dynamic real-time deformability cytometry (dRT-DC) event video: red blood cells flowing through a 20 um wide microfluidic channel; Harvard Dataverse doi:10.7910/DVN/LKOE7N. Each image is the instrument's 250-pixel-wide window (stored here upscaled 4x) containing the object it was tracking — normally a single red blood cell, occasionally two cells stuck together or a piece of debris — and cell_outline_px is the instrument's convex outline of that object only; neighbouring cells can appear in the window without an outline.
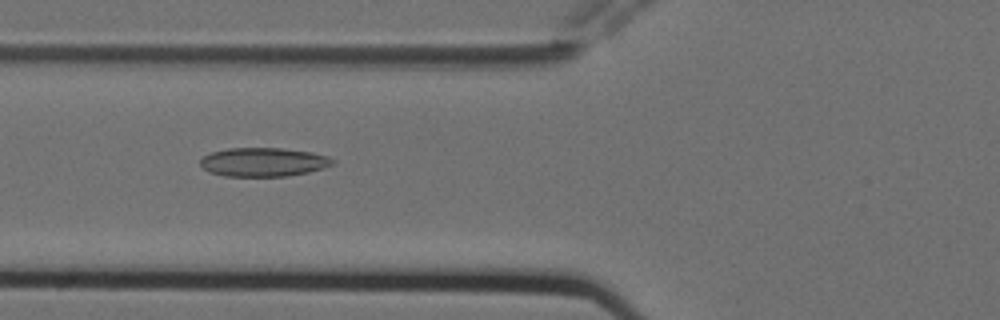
{"species": "Egyptian fruit bat (a non-hibernating species)", "species_latin": "Rousettus aegyptiacus", "temperature_condition": "cold", "stored_images_in_passage": 12, "camera_frame_rate_fps": 3000, "um_per_image_px": 0.085, "animal": {"sex": "female"}, "frame": {"image": 1, "passage_image": 3, "time_ms": 0.667, "image_size_px": [1000, 320], "cell_outline_px": [[336, 160], [332, 164], [324, 168], [308, 172], [288, 176], [224, 176], [208, 172], [200, 164], [200, 160], [204, 156], [212, 152], [228, 148], [284, 148], [312, 152], [328, 156]], "centroid_in_image_um": [22.4, 13.77], "position_along_channel_um": 103.4, "area_um2": 22.31}}
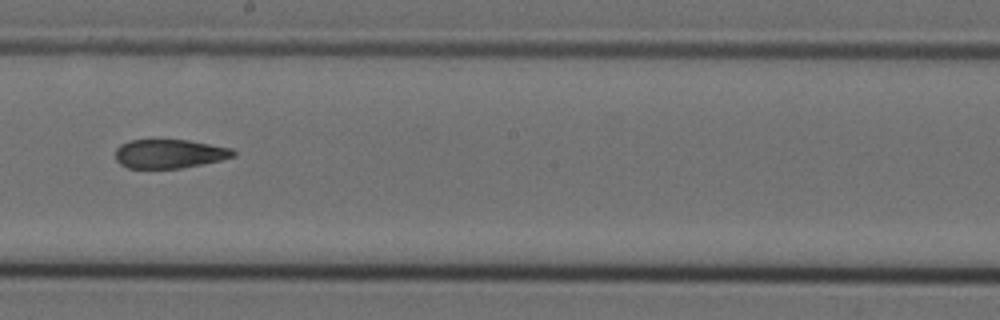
{"frame": {"image": 2, "passage_image": 6, "time_ms": 1.667, "image_size_px": [1000, 320], "cell_outline_px": [[236, 156], [220, 160], [180, 168], [128, 168], [120, 164], [116, 160], [116, 148], [120, 144], [128, 140], [188, 140], [232, 148], [236, 152]], "centroid_in_image_um": [14.39, 13.06], "position_along_channel_um": 233.8, "area_um2": 19.83}}
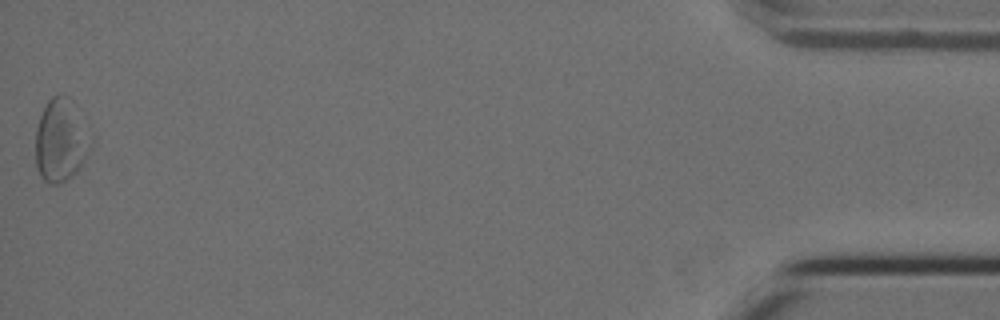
{"frame": {"image": 3, "passage_image": 12, "time_ms": 3.667, "image_size_px": [1000, 320], "cell_outline_px": [[96, 136], [92, 148], [76, 172], [72, 176], [60, 184], [52, 184], [44, 180], [40, 176], [36, 164], [36, 128], [40, 116], [48, 100], [52, 96], [60, 92], [68, 96], [76, 104]], "centroid_in_image_um": [5.26, 11.87], "position_along_channel_um": 429.9, "area_um2": 27.86}}